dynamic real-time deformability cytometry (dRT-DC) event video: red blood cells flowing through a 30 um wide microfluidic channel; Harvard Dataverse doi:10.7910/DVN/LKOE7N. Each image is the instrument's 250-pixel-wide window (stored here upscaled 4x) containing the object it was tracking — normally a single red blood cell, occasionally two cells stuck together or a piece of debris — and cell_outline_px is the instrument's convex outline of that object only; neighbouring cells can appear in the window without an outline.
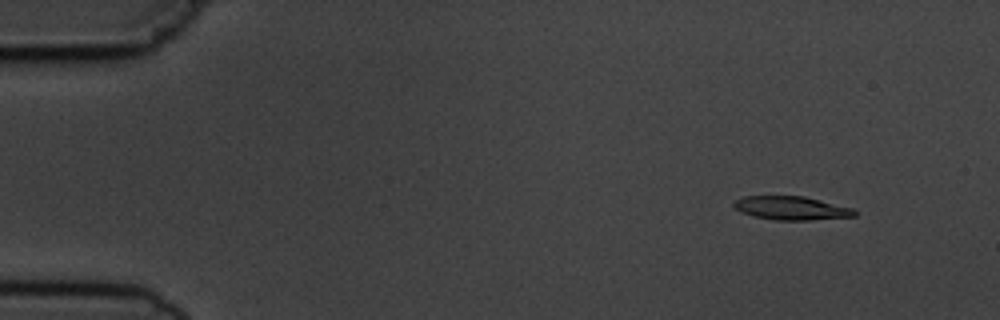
{"species": "common noctule bat (a hibernating species)", "species_latin": "Nyctalus noctula", "temperature_condition": "cold", "stored_images_in_passage": 5, "camera_frame_rate_fps": 3000, "um_per_image_px": 0.085, "animal": {"sex": "male", "body_mass_g": 19.5, "forearm_length_mm": 54.6}, "frame": {"image": 1, "passage_image": 2, "time_ms": 1.0, "image_size_px": [1000, 320], "cell_outline_px": [[856, 216], [812, 220], [776, 220], [752, 216], [740, 212], [732, 204], [736, 200], [744, 196], [804, 196], [852, 208], [856, 212]], "centroid_in_image_um": [67.25, 17.69], "position_along_channel_um": 17.8, "area_um2": 16.53}}
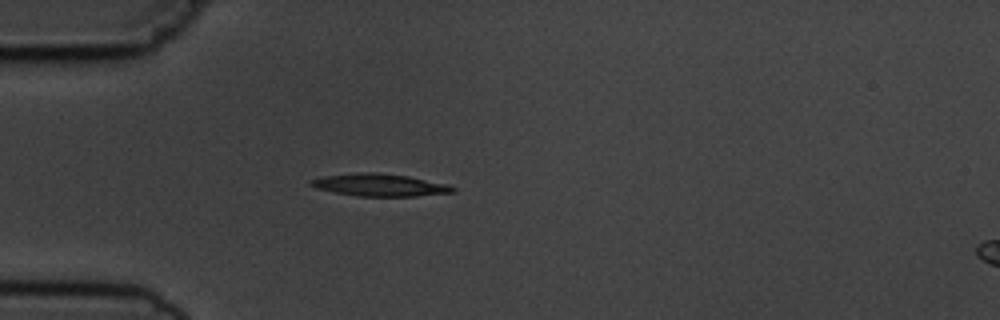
{"frame": {"image": 2, "passage_image": 5, "time_ms": 4.333, "image_size_px": [1000, 320], "cell_outline_px": [[456, 192], [416, 196], [356, 196], [316, 188], [308, 184], [312, 180], [320, 176], [360, 172], [380, 172], [408, 176], [448, 184], [456, 188]], "centroid_in_image_um": [32.29, 15.71], "position_along_channel_um": 52.7, "area_um2": 18.61}}